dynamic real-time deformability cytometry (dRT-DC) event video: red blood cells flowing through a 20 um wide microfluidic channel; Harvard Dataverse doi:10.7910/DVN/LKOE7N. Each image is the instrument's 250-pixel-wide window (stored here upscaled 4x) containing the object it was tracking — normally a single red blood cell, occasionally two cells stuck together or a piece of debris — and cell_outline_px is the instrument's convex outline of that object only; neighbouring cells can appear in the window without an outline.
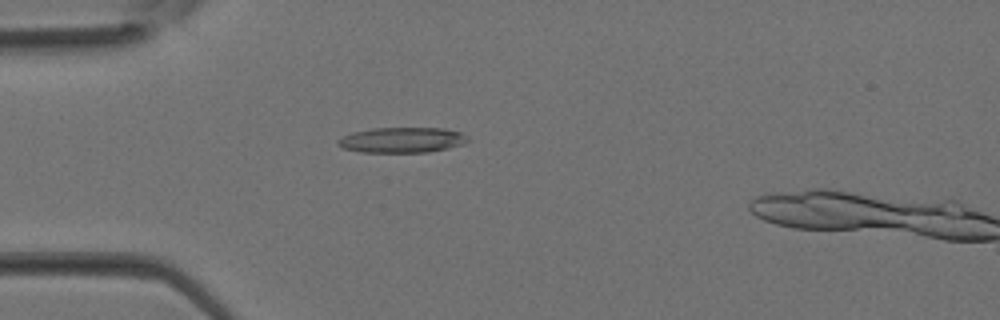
{"species": "Egyptian fruit bat (a non-hibernating species)", "species_latin": "Rousettus aegyptiacus", "temperature_condition": "room temperature", "stored_images_in_passage": 25, "camera_frame_rate_fps": 3000, "um_per_image_px": 0.085, "animal": {"sex": "female"}, "frame": {"image": 1, "passage_image": 1, "time_ms": 0.0, "image_size_px": [1000, 320], "cell_outline_px": [[468, 140], [464, 144], [448, 148], [428, 152], [360, 152], [344, 148], [336, 144], [336, 140], [340, 136], [352, 132], [372, 128], [444, 128], [460, 132], [468, 136]], "centroid_in_image_um": [34.14, 11.89], "position_along_channel_um": 50.9, "area_um2": 19.36}}
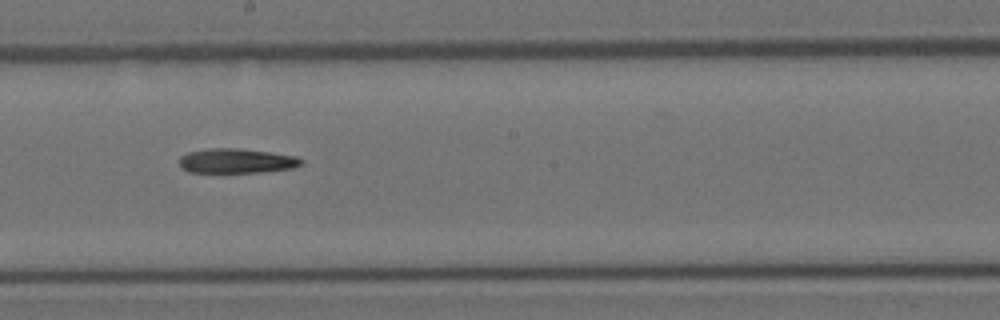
{"frame": {"image": 2, "passage_image": 11, "time_ms": 3.333, "image_size_px": [1000, 320], "cell_outline_px": [[304, 160], [300, 164], [292, 168], [260, 172], [188, 172], [180, 164], [180, 156], [188, 152], [208, 148], [240, 148], [296, 156]], "centroid_in_image_um": [20.09, 13.66], "position_along_channel_um": 228.1, "area_um2": 17.34}}
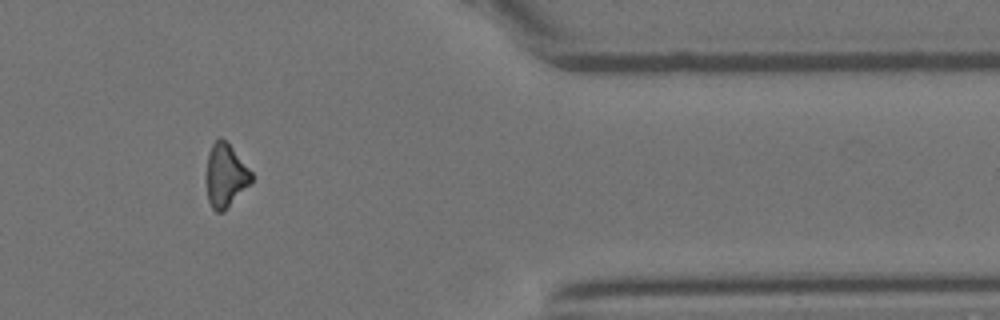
{"frame": {"image": 3, "passage_image": 21, "time_ms": 6.667, "image_size_px": [1000, 320], "cell_outline_px": [[252, 180], [224, 212], [216, 212], [212, 208], [208, 200], [204, 176], [208, 152], [212, 144], [220, 136], [228, 140], [252, 172]], "centroid_in_image_um": [19.12, 14.87], "position_along_channel_um": 392.3, "area_um2": 17.17}}